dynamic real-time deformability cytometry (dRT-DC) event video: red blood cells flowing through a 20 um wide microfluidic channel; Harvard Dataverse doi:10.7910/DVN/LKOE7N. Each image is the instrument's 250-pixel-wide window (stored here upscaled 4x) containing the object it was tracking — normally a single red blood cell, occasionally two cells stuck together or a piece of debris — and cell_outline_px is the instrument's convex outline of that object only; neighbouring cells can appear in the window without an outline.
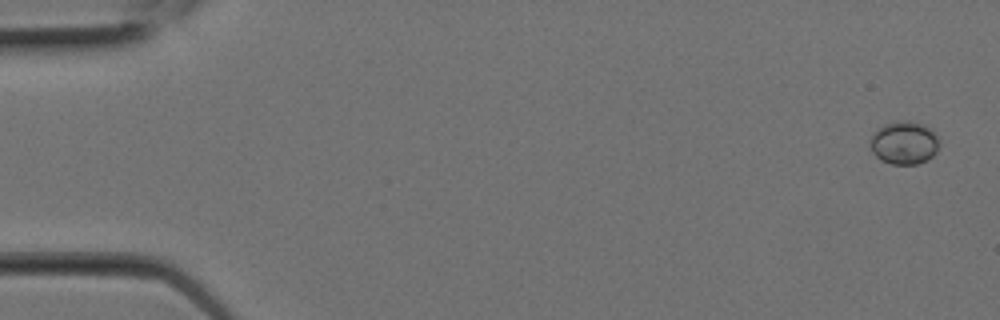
{"species": "Egyptian fruit bat (a non-hibernating species)", "species_latin": "Rousettus aegyptiacus", "temperature_condition": "room temperature", "stored_images_in_passage": 8, "camera_frame_rate_fps": 3000, "um_per_image_px": 0.085, "animal": {"sex": "female"}, "frame": {"image": 1, "passage_image": 1, "time_ms": 0.0, "image_size_px": [1000, 320], "cell_outline_px": [[940, 144], [936, 152], [932, 156], [916, 164], [892, 164], [880, 160], [872, 152], [868, 144], [876, 128], [884, 124], [900, 120], [908, 120], [924, 124], [932, 128], [940, 140]], "centroid_in_image_um": [76.85, 12.11], "position_along_channel_um": 8.2, "area_um2": 17.69}}
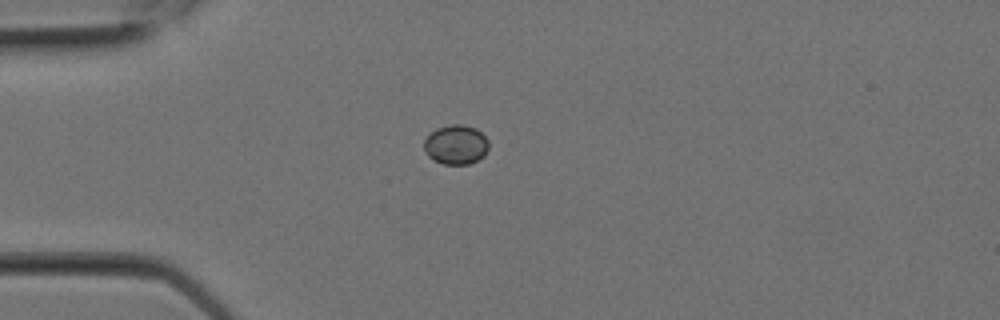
{"frame": {"image": 2, "passage_image": 6, "time_ms": 1.667, "image_size_px": [1000, 320], "cell_outline_px": [[488, 148], [484, 156], [468, 164], [444, 164], [432, 160], [428, 156], [424, 148], [424, 140], [436, 128], [452, 124], [460, 124], [476, 128], [488, 140]], "centroid_in_image_um": [38.75, 12.3], "position_along_channel_um": 46.3, "area_um2": 14.8}}
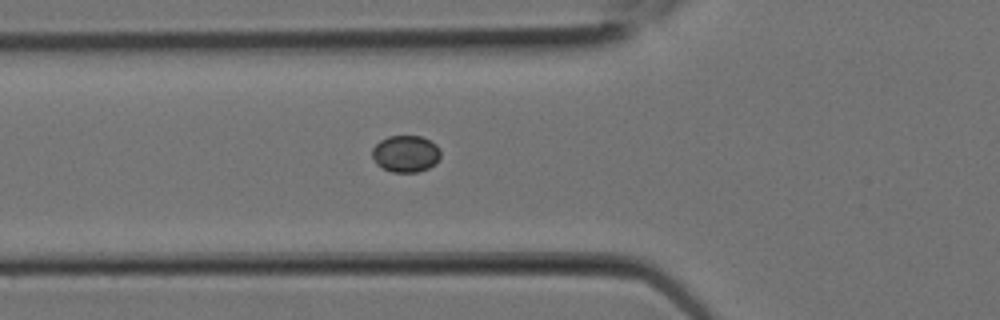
{"frame": {"image": 3, "passage_image": 8, "time_ms": 2.333, "image_size_px": [1000, 320], "cell_outline_px": [[440, 156], [436, 164], [428, 168], [416, 172], [392, 172], [376, 164], [372, 156], [372, 148], [380, 140], [388, 136], [420, 136], [436, 144], [440, 148]], "centroid_in_image_um": [34.48, 13.07], "position_along_channel_um": 91.3, "area_um2": 14.68}}